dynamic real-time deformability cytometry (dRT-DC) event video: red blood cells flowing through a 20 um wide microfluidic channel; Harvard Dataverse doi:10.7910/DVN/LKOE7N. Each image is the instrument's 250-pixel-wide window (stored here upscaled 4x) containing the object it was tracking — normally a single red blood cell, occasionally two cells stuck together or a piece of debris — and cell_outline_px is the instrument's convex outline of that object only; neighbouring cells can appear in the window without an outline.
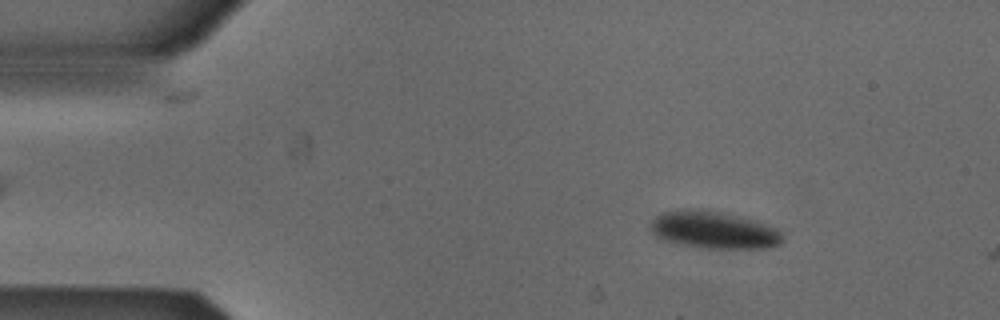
{"species": "Egyptian fruit bat (a non-hibernating species)", "species_latin": "Rousettus aegyptiacus", "temperature_condition": "cold", "stored_images_in_passage": 8, "camera_frame_rate_fps": 3000, "um_per_image_px": 0.085, "animal": {"sex": "male"}, "frame": {"image": 1, "passage_image": 7, "time_ms": 2.0, "image_size_px": [1000, 320], "cell_outline_px": [[784, 240], [780, 244], [768, 248], [708, 248], [680, 244], [660, 240], [652, 232], [652, 220], [656, 216], [664, 212], [724, 212], [756, 220], [776, 228], [784, 236]], "centroid_in_image_um": [60.76, 19.6], "position_along_channel_um": 24.2, "area_um2": 27.92}}